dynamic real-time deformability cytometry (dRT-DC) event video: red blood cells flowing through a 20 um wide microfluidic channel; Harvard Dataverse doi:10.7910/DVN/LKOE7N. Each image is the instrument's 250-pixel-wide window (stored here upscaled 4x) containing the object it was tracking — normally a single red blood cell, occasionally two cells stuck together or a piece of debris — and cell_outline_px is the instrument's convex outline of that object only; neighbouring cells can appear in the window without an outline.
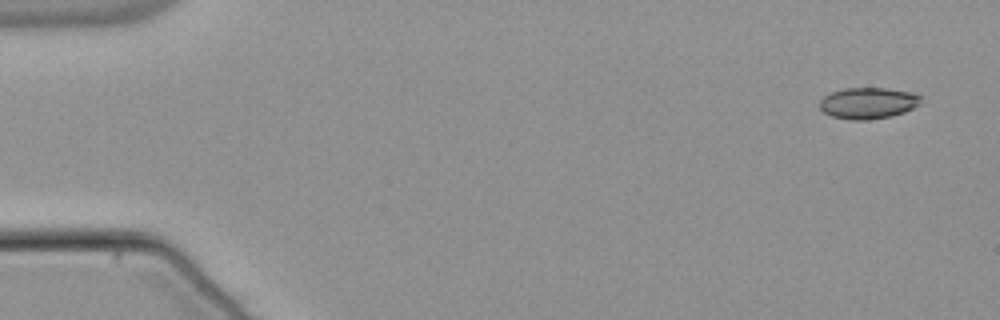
{"species": "common noctule bat (a hibernating species)", "species_latin": "Nyctalus noctula", "temperature_condition": "warm", "stored_images_in_passage": 52, "camera_frame_rate_fps": 3000, "um_per_image_px": 0.085, "animal": {"sex": "male", "body_mass_g": 21.5, "forearm_length_mm": 52.0}, "frame": {"image": 1, "passage_image": 1, "time_ms": 0.0, "image_size_px": [1000, 320], "cell_outline_px": [[924, 96], [920, 104], [904, 112], [892, 116], [868, 120], [852, 120], [832, 116], [824, 112], [820, 108], [820, 100], [824, 96], [832, 92], [844, 88], [884, 88], [912, 92]], "centroid_in_image_um": [73.82, 8.76], "position_along_channel_um": 11.2, "area_um2": 18.55}}
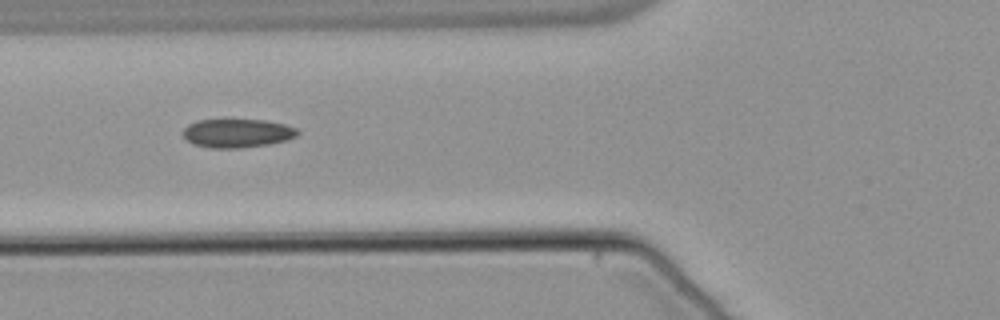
{"frame": {"image": 2, "passage_image": 19, "time_ms": 6.0, "image_size_px": [1000, 320], "cell_outline_px": [[300, 132], [296, 136], [288, 140], [268, 144], [240, 148], [212, 148], [192, 144], [180, 132], [188, 124], [196, 120], [264, 120], [284, 124], [296, 128]], "centroid_in_image_um": [20.15, 11.32], "position_along_channel_um": 105.7, "area_um2": 19.19}}
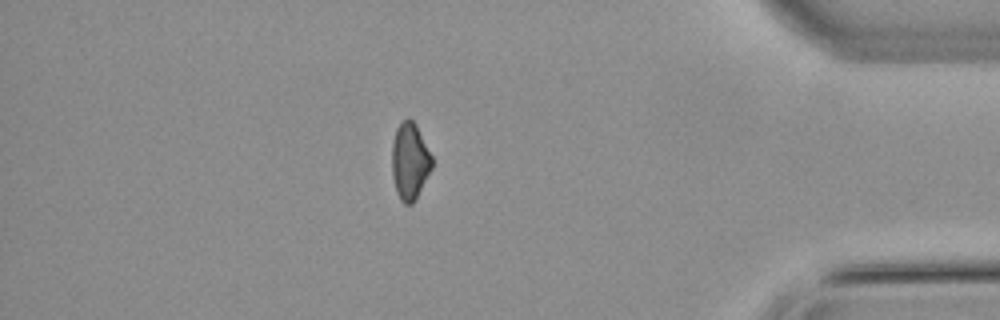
{"frame": {"image": 3, "passage_image": 45, "time_ms": 14.667, "image_size_px": [1000, 320], "cell_outline_px": [[432, 168], [412, 204], [404, 204], [400, 200], [396, 192], [392, 176], [392, 144], [396, 128], [408, 116], [416, 124], [432, 156]], "centroid_in_image_um": [34.82, 13.69], "position_along_channel_um": 400.4, "area_um2": 17.86}, "authors_computed_cell_mechanics": {"area_um2": 18.9006, "velocity_mm_per_s": 3.8318, "shape_relaxation_time_tau1_ms": null, "shape_relaxation_time_tau2_ms": 5.5352, "deformation_change_tau1": null, "deformation_change_tau2": 0.1053}}